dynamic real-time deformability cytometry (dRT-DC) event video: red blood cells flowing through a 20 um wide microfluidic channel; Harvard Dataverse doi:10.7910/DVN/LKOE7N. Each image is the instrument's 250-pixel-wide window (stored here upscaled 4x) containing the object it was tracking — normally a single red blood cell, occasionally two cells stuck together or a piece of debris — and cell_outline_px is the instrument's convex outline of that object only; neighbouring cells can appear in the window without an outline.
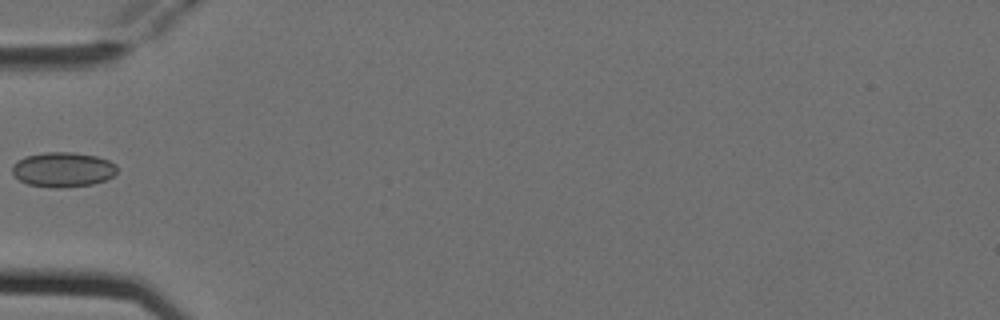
{"species": "Egyptian fruit bat (a non-hibernating species)", "species_latin": "Rousettus aegyptiacus", "temperature_condition": "cold", "stored_images_in_passage": 4, "camera_frame_rate_fps": 3000, "um_per_image_px": 0.085, "animal": {"sex": "female"}, "frame": {"image": 1, "passage_image": 4, "time_ms": 1.0, "image_size_px": [1000, 320], "cell_outline_px": [[116, 172], [112, 176], [104, 180], [92, 184], [60, 188], [52, 188], [28, 184], [20, 180], [12, 172], [12, 164], [16, 160], [24, 156], [44, 152], [72, 152], [96, 156], [108, 160], [116, 164]], "centroid_in_image_um": [5.31, 14.4], "position_along_channel_um": 79.7, "area_um2": 21.33}}